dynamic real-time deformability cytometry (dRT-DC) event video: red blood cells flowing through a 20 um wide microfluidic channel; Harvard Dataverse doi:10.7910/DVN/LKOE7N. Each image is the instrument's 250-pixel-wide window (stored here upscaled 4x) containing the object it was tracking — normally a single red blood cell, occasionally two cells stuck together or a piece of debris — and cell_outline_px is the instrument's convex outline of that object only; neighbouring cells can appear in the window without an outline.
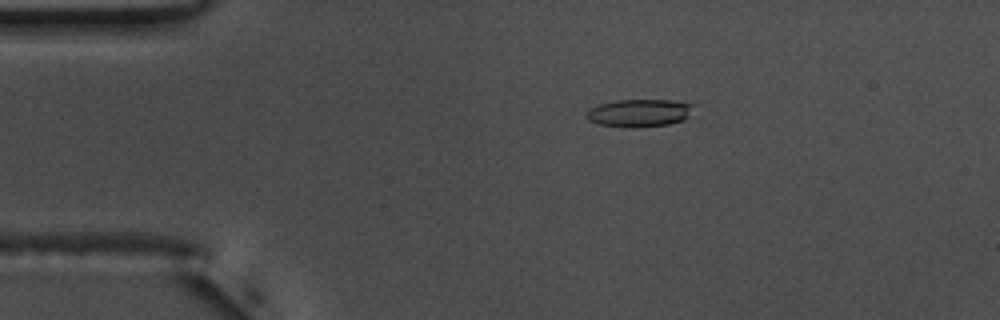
{"species": "common noctule bat (a hibernating species)", "species_latin": "Nyctalus noctula", "temperature_condition": "warm", "stored_images_in_passage": 55, "camera_frame_rate_fps": 3000, "um_per_image_px": 0.085, "animal": {"sex": "male", "body_mass_g": 17.5, "forearm_length_mm": 52.3}, "frame": {"image": 1, "passage_image": 11, "time_ms": 3.333, "image_size_px": [1000, 320], "cell_outline_px": [[696, 104], [688, 116], [684, 120], [668, 124], [632, 128], [624, 128], [600, 124], [588, 120], [588, 112], [592, 108], [600, 104], [616, 100], [672, 100]], "centroid_in_image_um": [54.39, 9.6], "position_along_channel_um": 30.6, "area_um2": 17.22}}
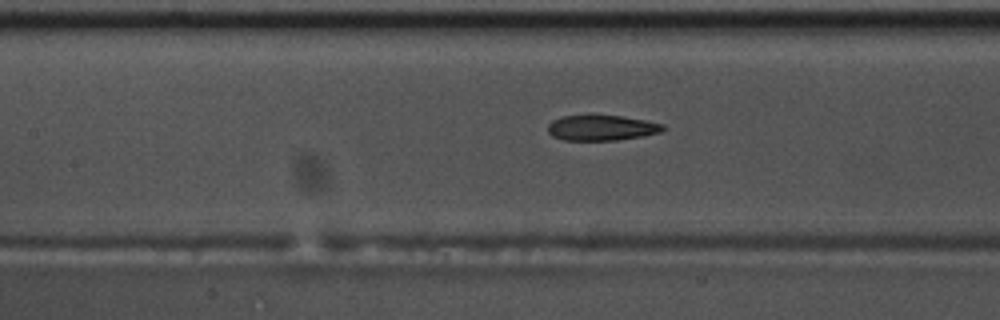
{"frame": {"image": 2, "passage_image": 25, "time_ms": 8.0, "image_size_px": [1000, 320], "cell_outline_px": [[664, 128], [660, 132], [640, 136], [616, 140], [564, 140], [552, 136], [548, 132], [548, 124], [552, 120], [560, 116], [588, 112], [620, 116], [644, 120], [664, 124]], "centroid_in_image_um": [51.04, 10.81], "position_along_channel_um": 156.4, "area_um2": 17.63}}
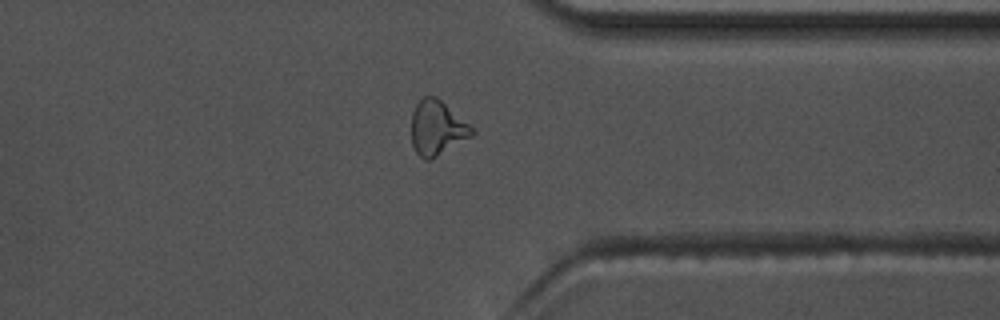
{"frame": {"image": 3, "passage_image": 43, "time_ms": 14.0, "image_size_px": [1000, 320], "cell_outline_px": [[476, 132], [472, 136], [432, 160], [424, 160], [416, 152], [412, 144], [412, 112], [420, 96], [436, 96], [472, 124], [476, 128]], "centroid_in_image_um": [37.19, 10.86], "position_along_channel_um": 374.2, "area_um2": 19.83}, "authors_computed_cell_mechanics": {"area_um2": 18.2648, "velocity_mm_per_s": 3.7149, "shape_relaxation_time_tau1_ms": 11.1379, "shape_relaxation_time_tau2_ms": 1.9415, "deformation_change_tau1": 0.284, "deformation_change_tau2": 0.0903}}